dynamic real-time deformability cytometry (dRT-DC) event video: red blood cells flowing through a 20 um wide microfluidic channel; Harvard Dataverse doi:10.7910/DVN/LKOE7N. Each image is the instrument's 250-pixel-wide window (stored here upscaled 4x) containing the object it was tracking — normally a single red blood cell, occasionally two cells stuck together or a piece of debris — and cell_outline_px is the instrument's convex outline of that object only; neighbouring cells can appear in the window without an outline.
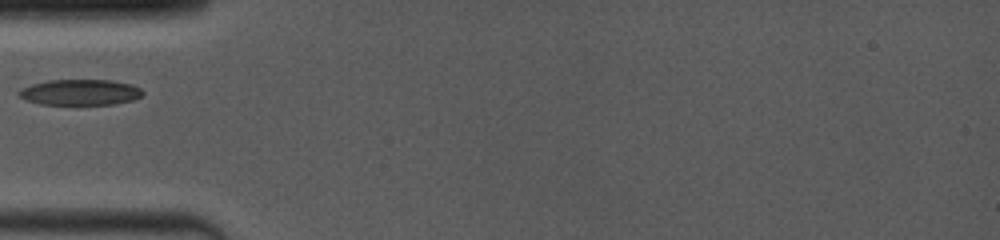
{"species": "common noctule bat (a hibernating species)", "species_latin": "Nyctalus noctula", "temperature_condition": "room temperature", "stored_images_in_passage": 2, "camera_frame_rate_fps": 4000, "um_per_image_px": 0.085, "animal": {"sex": "female", "body_mass_g": 19.0, "forearm_length_mm": 53.3}, "frame": {"image": 1, "passage_image": 1, "time_ms": 0.0, "image_size_px": [1000, 240], "cell_outline_px": [[144, 92], [136, 100], [112, 104], [40, 104], [28, 100], [20, 96], [16, 92], [20, 88], [32, 84], [48, 80], [108, 80], [132, 84], [140, 88]], "centroid_in_image_um": [6.82, 7.84], "position_along_channel_um": 78.2, "area_um2": 18.55}}
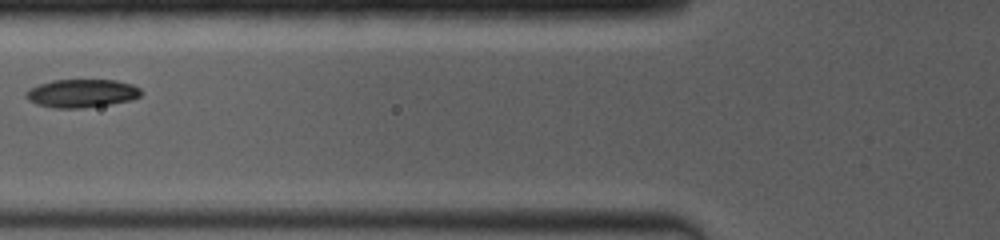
{"frame": {"image": 2, "passage_image": 2, "time_ms": 1.0, "image_size_px": [1000, 240], "cell_outline_px": [[140, 96], [132, 100], [112, 104], [84, 108], [52, 108], [36, 104], [28, 100], [24, 96], [24, 92], [28, 88], [52, 80], [116, 80], [132, 84], [140, 88]], "centroid_in_image_um": [6.91, 7.94], "position_along_channel_um": 118.9, "area_um2": 19.19}}